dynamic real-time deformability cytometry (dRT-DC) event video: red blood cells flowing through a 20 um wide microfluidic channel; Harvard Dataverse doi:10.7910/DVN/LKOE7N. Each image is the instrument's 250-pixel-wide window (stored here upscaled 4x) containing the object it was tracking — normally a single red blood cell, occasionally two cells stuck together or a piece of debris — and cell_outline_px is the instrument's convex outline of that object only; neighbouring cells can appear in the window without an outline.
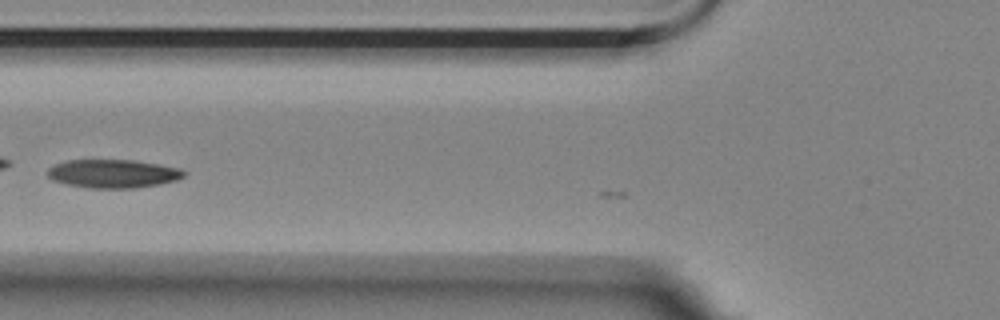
{"species": "Egyptian fruit bat (a non-hibernating species)", "species_latin": "Rousettus aegyptiacus", "temperature_condition": "room temperature", "stored_images_in_passage": 8, "camera_frame_rate_fps": 3000, "um_per_image_px": 0.085, "animal": {"sex": "female"}, "frame": {"image": 1, "passage_image": 7, "time_ms": 2.0, "image_size_px": [1000, 320], "cell_outline_px": [[188, 172], [184, 176], [176, 180], [160, 184], [136, 188], [88, 188], [68, 184], [52, 180], [48, 176], [48, 168], [56, 164], [68, 160], [132, 160], [180, 168]], "centroid_in_image_um": [9.63, 14.76], "position_along_channel_um": 116.2, "area_um2": 22.54}}